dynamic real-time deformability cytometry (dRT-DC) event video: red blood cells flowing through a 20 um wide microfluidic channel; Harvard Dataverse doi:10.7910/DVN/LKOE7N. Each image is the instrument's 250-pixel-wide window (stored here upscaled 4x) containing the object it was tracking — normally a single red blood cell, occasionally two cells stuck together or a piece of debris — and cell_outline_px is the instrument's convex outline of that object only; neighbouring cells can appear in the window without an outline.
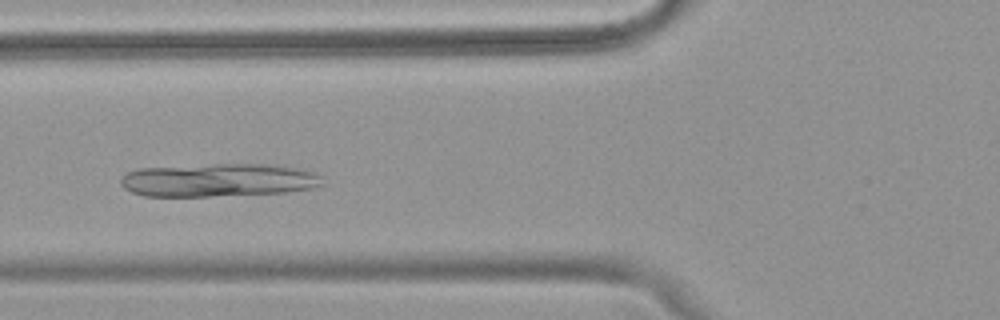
{"species": "common noctule bat (a hibernating species)", "species_latin": "Nyctalus noctula", "temperature_condition": "warm", "stored_images_in_passage": 49, "camera_frame_rate_fps": 3000, "um_per_image_px": 0.085, "animal": {"sex": "female", "body_mass_g": 18.4}, "frame": {"image": 1, "passage_image": 16, "time_ms": 5.0, "image_size_px": [1000, 320], "cell_outline_px": [[324, 184], [316, 188], [288, 192], [212, 196], [144, 196], [132, 192], [124, 188], [120, 184], [120, 176], [136, 168], [212, 164], [272, 164], [300, 168], [316, 172], [320, 176]], "centroid_in_image_um": [18.59, 15.3], "position_along_channel_um": 107.2, "area_um2": 39.59}}
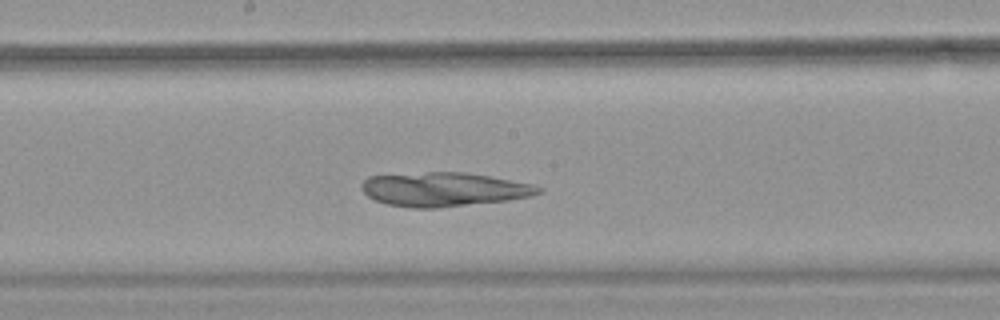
{"frame": {"image": 2, "passage_image": 24, "time_ms": 7.667, "image_size_px": [1000, 320], "cell_outline_px": [[544, 192], [532, 196], [508, 200], [440, 208], [412, 208], [384, 204], [368, 196], [360, 188], [360, 184], [368, 176], [428, 172], [464, 172], [488, 176], [532, 184], [544, 188]], "centroid_in_image_um": [37.73, 16.1], "position_along_channel_um": 210.5, "area_um2": 35.26}}
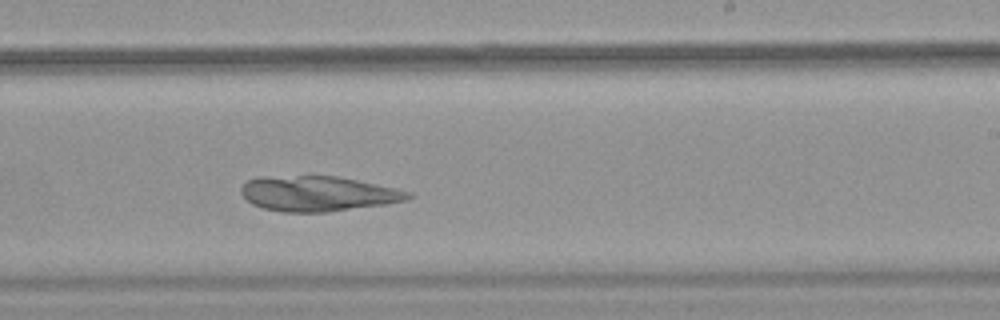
{"frame": {"image": 3, "passage_image": 28, "time_ms": 9.0, "image_size_px": [1000, 320], "cell_outline_px": [[412, 196], [408, 200], [384, 204], [328, 212], [280, 212], [264, 208], [252, 204], [240, 192], [240, 188], [248, 180], [256, 176], [336, 176], [396, 188], [412, 192]], "centroid_in_image_um": [27.01, 16.46], "position_along_channel_um": 262.0, "area_um2": 34.22}}